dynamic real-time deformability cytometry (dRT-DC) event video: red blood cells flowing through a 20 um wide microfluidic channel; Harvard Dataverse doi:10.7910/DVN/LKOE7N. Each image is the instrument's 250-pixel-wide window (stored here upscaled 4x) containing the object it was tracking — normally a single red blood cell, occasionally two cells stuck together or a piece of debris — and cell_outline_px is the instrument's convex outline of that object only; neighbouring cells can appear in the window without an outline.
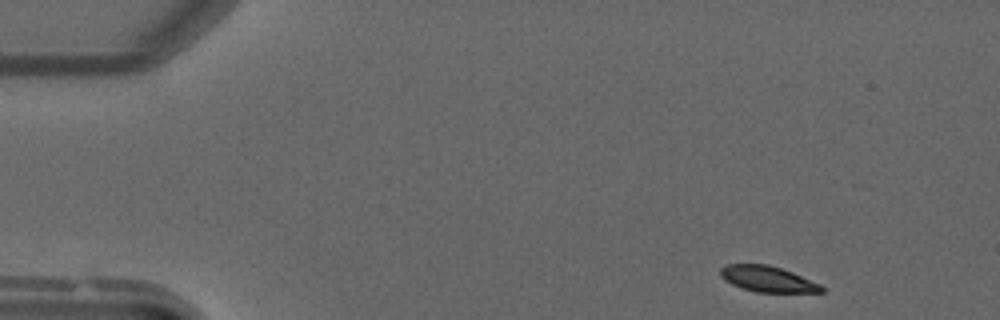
{"species": "common noctule bat (a hibernating species)", "species_latin": "Nyctalus noctula", "temperature_condition": "warm", "stored_images_in_passage": 29, "camera_frame_rate_fps": 3000, "um_per_image_px": 0.085, "animal": {"sex": "male", "forearm_length_mm": 52.5}, "frame": {"image": 1, "passage_image": 1, "time_ms": 0.0, "image_size_px": [1000, 320], "cell_outline_px": [[824, 292], [756, 292], [740, 288], [724, 280], [720, 276], [720, 268], [724, 264], [768, 264], [792, 272], [820, 284], [824, 288]], "centroid_in_image_um": [65.2, 23.71], "position_along_channel_um": 19.8, "area_um2": 15.26}}
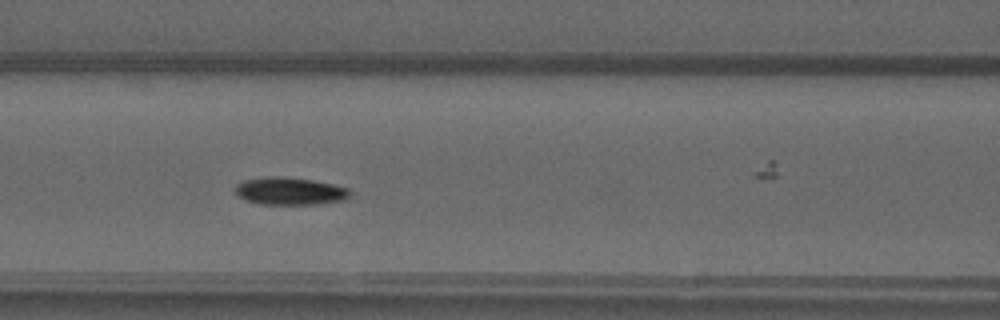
{"frame": {"image": 2, "passage_image": 17, "time_ms": 5.333, "image_size_px": [1000, 320], "cell_outline_px": [[352, 192], [348, 200], [320, 204], [260, 204], [236, 196], [236, 184], [244, 180], [268, 176], [284, 176], [312, 180], [332, 184], [348, 188]], "centroid_in_image_um": [24.68, 16.24], "position_along_channel_um": 141.9, "area_um2": 18.61}}
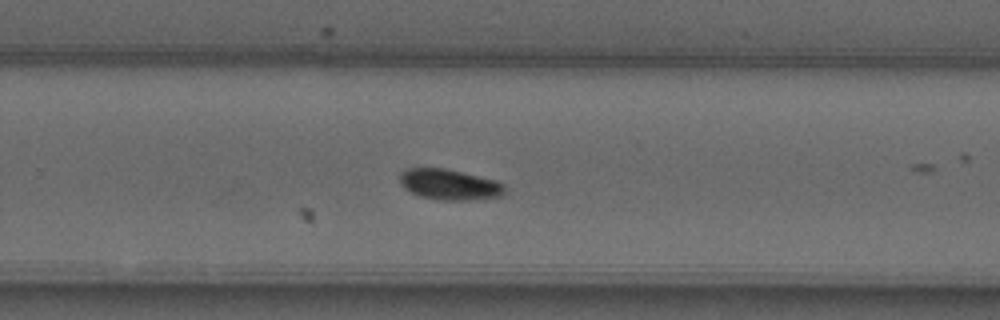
{"frame": {"image": 3, "passage_image": 28, "time_ms": 9.0, "image_size_px": [1000, 320], "cell_outline_px": [[504, 196], [468, 200], [444, 200], [420, 196], [404, 188], [400, 184], [400, 172], [404, 168], [444, 168], [496, 180], [504, 184]], "centroid_in_image_um": [38.19, 15.68], "position_along_channel_um": 291.6, "area_um2": 18.73}}